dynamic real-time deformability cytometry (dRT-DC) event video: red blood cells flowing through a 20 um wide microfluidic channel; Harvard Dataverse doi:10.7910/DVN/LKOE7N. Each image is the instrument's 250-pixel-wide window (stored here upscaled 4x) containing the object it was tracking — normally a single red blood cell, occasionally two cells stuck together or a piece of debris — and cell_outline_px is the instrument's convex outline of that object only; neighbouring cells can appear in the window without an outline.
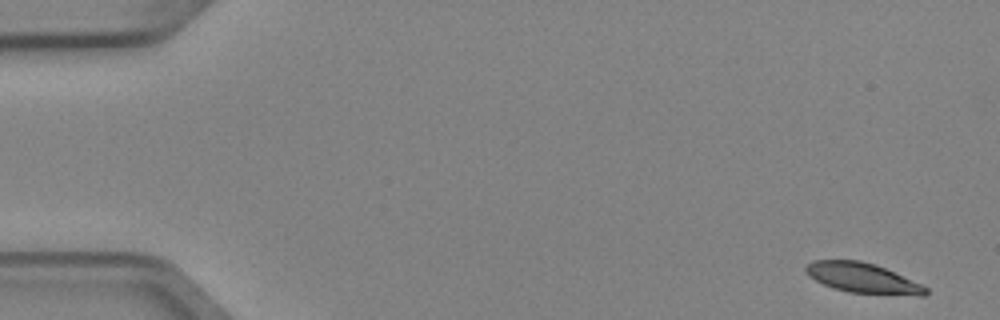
{"species": "Egyptian fruit bat (a non-hibernating species)", "species_latin": "Rousettus aegyptiacus", "temperature_condition": "cold", "stored_images_in_passage": 7, "camera_frame_rate_fps": 3000, "um_per_image_px": 0.085, "animal": {"sex": "female"}, "frame": {"image": 1, "passage_image": 1, "time_ms": 0.0, "image_size_px": [1000, 320], "cell_outline_px": [[928, 292], [924, 296], [920, 296], [848, 292], [832, 288], [808, 276], [804, 268], [812, 260], [860, 260], [876, 264], [920, 284], [928, 288]], "centroid_in_image_um": [73.31, 23.63], "position_along_channel_um": 11.7, "area_um2": 20.92}}
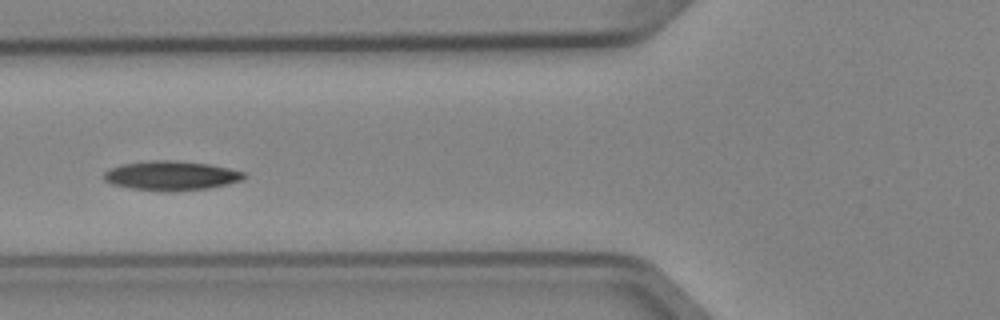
{"frame": {"image": 2, "passage_image": 6, "time_ms": 1.667, "image_size_px": [1000, 320], "cell_outline_px": [[248, 176], [244, 180], [228, 184], [208, 188], [164, 192], [160, 192], [132, 188], [112, 184], [104, 180], [104, 172], [108, 168], [124, 164], [152, 160], [176, 160], [208, 164], [228, 168], [244, 172]], "centroid_in_image_um": [14.57, 14.93], "position_along_channel_um": 111.2, "area_um2": 24.1}}
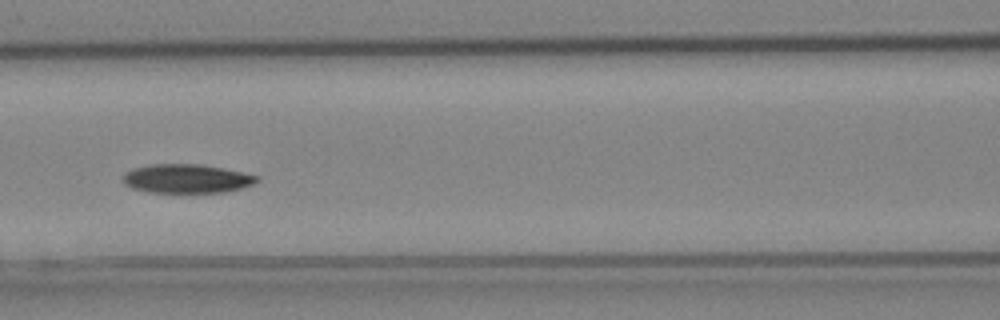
{"frame": {"image": 3, "passage_image": 7, "time_ms": 2.0, "image_size_px": [1000, 320], "cell_outline_px": [[260, 180], [252, 184], [240, 188], [224, 192], [148, 192], [132, 188], [124, 184], [124, 172], [132, 168], [148, 164], [196, 164], [220, 168], [240, 172], [256, 176]], "centroid_in_image_um": [15.79, 15.18], "position_along_channel_um": 150.8, "area_um2": 22.25}}